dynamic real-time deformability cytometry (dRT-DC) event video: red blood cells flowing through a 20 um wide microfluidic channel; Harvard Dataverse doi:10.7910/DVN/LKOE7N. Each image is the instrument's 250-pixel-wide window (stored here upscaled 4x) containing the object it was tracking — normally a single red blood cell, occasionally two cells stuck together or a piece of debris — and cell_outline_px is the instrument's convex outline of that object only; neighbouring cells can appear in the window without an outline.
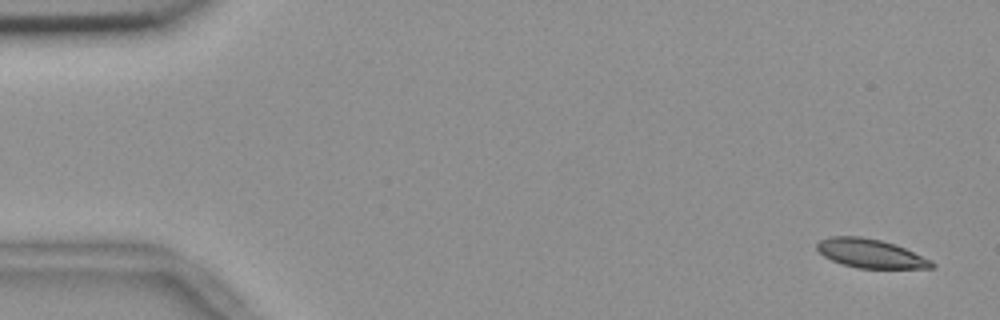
{"species": "common noctule bat (a hibernating species)", "species_latin": "Nyctalus noctula", "temperature_condition": "room temperature", "stored_images_in_passage": 8, "camera_frame_rate_fps": 3000, "um_per_image_px": 0.085, "animal": {"sex": "female", "body_mass_g": 18.4}, "frame": {"image": 1, "passage_image": 1, "time_ms": 0.0, "image_size_px": [1000, 320], "cell_outline_px": [[936, 264], [932, 268], [856, 268], [840, 264], [824, 256], [816, 248], [816, 244], [820, 240], [832, 236], [860, 236], [880, 240], [904, 248], [932, 260]], "centroid_in_image_um": [73.97, 21.55], "position_along_channel_um": 11.0, "area_um2": 19.19}}